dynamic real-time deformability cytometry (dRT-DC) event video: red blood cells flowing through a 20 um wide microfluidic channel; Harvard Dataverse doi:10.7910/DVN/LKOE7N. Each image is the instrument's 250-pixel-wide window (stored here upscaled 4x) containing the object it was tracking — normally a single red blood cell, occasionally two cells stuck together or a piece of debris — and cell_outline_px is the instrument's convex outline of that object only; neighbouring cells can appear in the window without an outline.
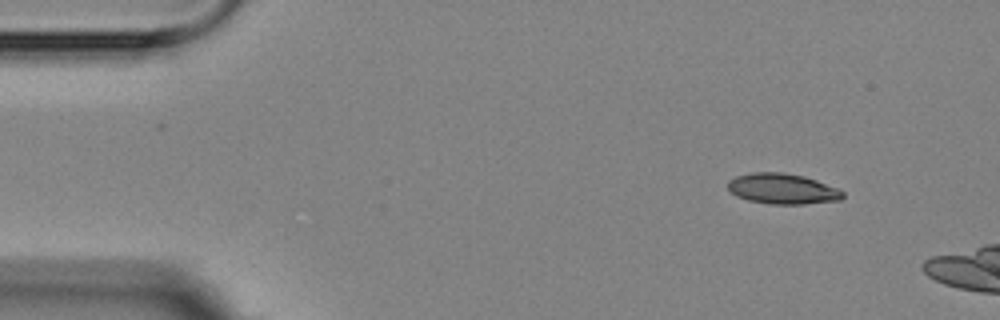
{"species": "Egyptian fruit bat (a non-hibernating species)", "species_latin": "Rousettus aegyptiacus", "temperature_condition": "room temperature", "stored_images_in_passage": 3, "camera_frame_rate_fps": 3000, "um_per_image_px": 0.085, "animal": {"sex": "female"}, "frame": {"image": 1, "passage_image": 1, "time_ms": 0.0, "image_size_px": [1000, 320], "cell_outline_px": [[844, 196], [840, 200], [804, 204], [768, 204], [748, 200], [736, 196], [728, 188], [728, 180], [736, 176], [752, 172], [784, 172], [804, 176], [840, 188], [844, 192]], "centroid_in_image_um": [66.53, 16.04], "position_along_channel_um": 18.5, "area_um2": 20.63}}